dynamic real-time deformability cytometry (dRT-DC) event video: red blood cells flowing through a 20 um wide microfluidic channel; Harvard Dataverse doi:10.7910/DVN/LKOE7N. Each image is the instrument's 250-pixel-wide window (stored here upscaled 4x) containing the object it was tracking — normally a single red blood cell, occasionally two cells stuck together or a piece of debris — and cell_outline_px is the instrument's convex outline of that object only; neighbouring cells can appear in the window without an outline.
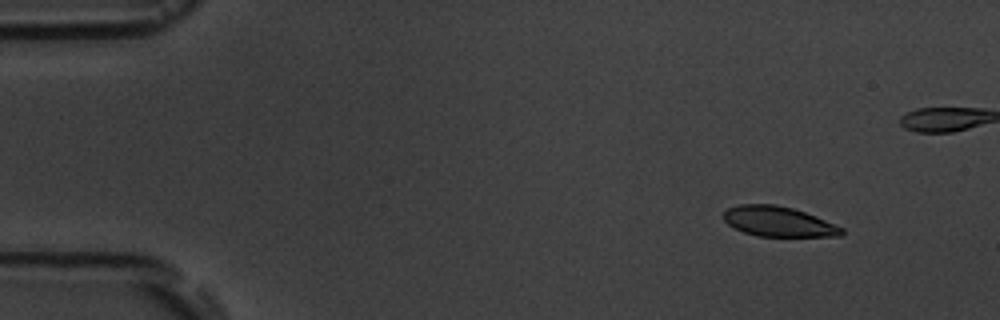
{"species": "common noctule bat (a hibernating species)", "species_latin": "Nyctalus noctula", "temperature_condition": "room temperature", "stored_images_in_passage": 5, "camera_frame_rate_fps": 3000, "um_per_image_px": 0.085, "animal": {"sex": "male", "body_mass_g": 19.5, "forearm_length_mm": 54.6}, "frame": {"image": 1, "passage_image": 1, "time_ms": 0.0, "image_size_px": [1000, 320], "cell_outline_px": [[844, 232], [840, 236], [756, 236], [744, 232], [728, 224], [724, 220], [724, 212], [728, 208], [740, 204], [776, 204], [792, 208], [816, 216], [844, 228]], "centroid_in_image_um": [66.17, 18.83], "position_along_channel_um": 18.8, "area_um2": 20.58}}